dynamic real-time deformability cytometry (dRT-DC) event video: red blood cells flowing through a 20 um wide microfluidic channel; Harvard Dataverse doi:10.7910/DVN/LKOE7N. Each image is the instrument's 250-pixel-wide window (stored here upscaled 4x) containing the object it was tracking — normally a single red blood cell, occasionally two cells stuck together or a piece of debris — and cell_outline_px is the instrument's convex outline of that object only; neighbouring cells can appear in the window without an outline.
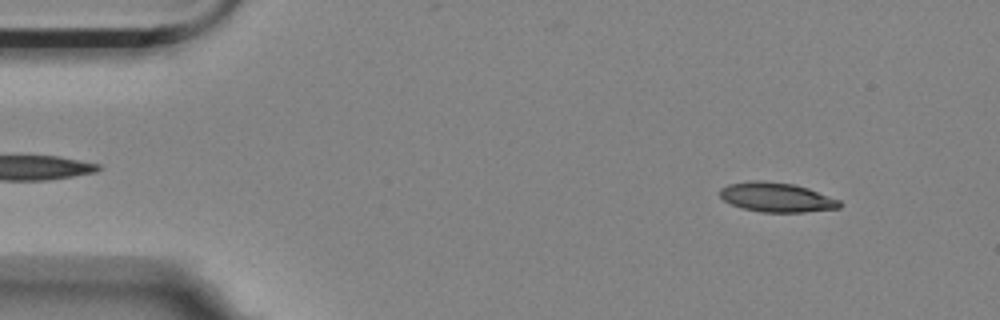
{"species": "Egyptian fruit bat (a non-hibernating species)", "species_latin": "Rousettus aegyptiacus", "temperature_condition": "room temperature", "stored_images_in_passage": 5, "camera_frame_rate_fps": 3000, "um_per_image_px": 0.085, "animal": {"sex": "female"}, "frame": {"image": 1, "passage_image": 1, "time_ms": 0.0, "image_size_px": [1000, 320], "cell_outline_px": [[840, 208], [804, 212], [760, 212], [740, 208], [724, 200], [720, 196], [720, 188], [728, 184], [752, 180], [764, 180], [796, 184], [808, 188], [840, 200]], "centroid_in_image_um": [65.99, 16.76], "position_along_channel_um": 19.0, "area_um2": 20.69}}